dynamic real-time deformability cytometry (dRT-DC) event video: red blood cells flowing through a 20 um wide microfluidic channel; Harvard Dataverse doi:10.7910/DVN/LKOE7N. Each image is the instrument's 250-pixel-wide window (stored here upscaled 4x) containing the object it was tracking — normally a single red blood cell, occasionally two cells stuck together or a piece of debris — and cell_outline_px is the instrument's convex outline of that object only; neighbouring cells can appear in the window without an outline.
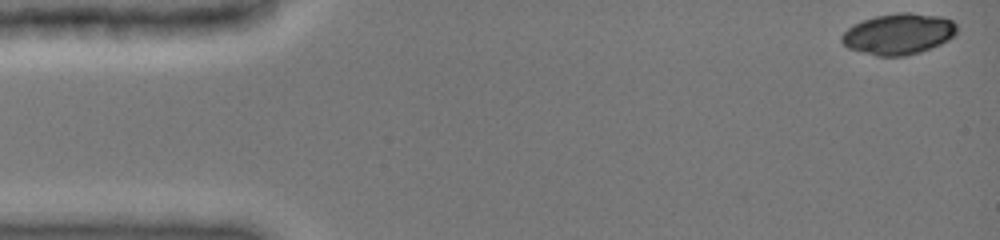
{"species": "common noctule bat (a hibernating species)", "species_latin": "Nyctalus noctula", "temperature_condition": "cold", "stored_images_in_passage": 13, "camera_frame_rate_fps": 3000, "um_per_image_px": 0.085, "animal": {"sex": "female", "body_mass_g": 19.0, "forearm_length_mm": 51.5}, "frame": {"image": 1, "passage_image": 1, "time_ms": 0.0, "image_size_px": [1000, 240], "cell_outline_px": [[956, 32], [948, 40], [940, 44], [920, 52], [904, 56], [876, 56], [848, 48], [840, 40], [840, 36], [848, 28], [864, 20], [876, 16], [900, 12], [912, 12], [940, 16], [952, 20], [956, 24]], "centroid_in_image_um": [76.38, 2.88], "position_along_channel_um": 8.6, "area_um2": 27.4}}
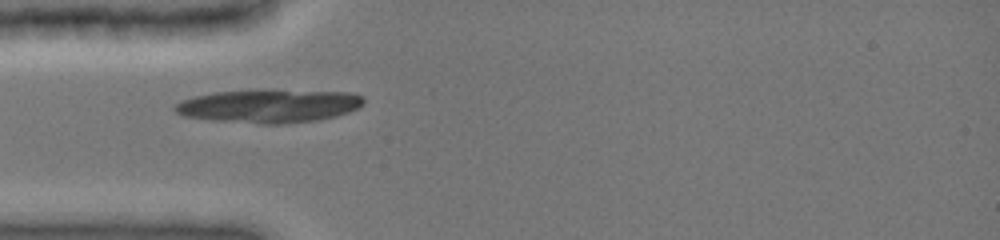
{"frame": {"image": 2, "passage_image": 8, "time_ms": 4.333, "image_size_px": [1000, 240], "cell_outline_px": [[364, 104], [348, 112], [336, 116], [320, 120], [284, 124], [260, 124], [212, 120], [184, 116], [176, 112], [172, 108], [176, 104], [192, 96], [216, 92], [352, 92], [364, 96]], "centroid_in_image_um": [22.87, 9.05], "position_along_channel_um": 62.1, "area_um2": 35.72}}
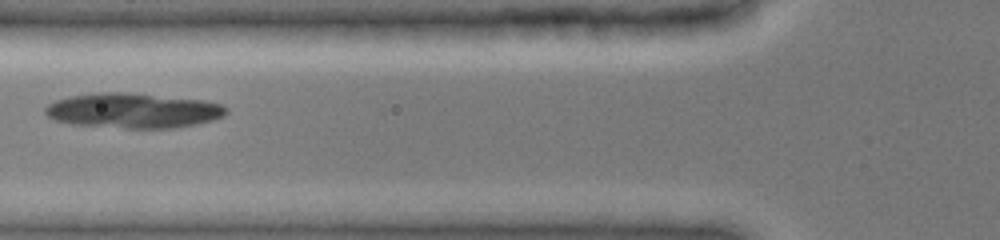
{"frame": {"image": 3, "passage_image": 11, "time_ms": 5.667, "image_size_px": [1000, 240], "cell_outline_px": [[228, 112], [224, 116], [212, 120], [196, 124], [176, 128], [128, 128], [72, 124], [52, 120], [44, 112], [44, 108], [48, 104], [56, 100], [68, 96], [100, 92], [124, 92], [204, 100], [224, 104], [228, 108]], "centroid_in_image_um": [11.32, 9.4], "position_along_channel_um": 114.5, "area_um2": 37.11}}